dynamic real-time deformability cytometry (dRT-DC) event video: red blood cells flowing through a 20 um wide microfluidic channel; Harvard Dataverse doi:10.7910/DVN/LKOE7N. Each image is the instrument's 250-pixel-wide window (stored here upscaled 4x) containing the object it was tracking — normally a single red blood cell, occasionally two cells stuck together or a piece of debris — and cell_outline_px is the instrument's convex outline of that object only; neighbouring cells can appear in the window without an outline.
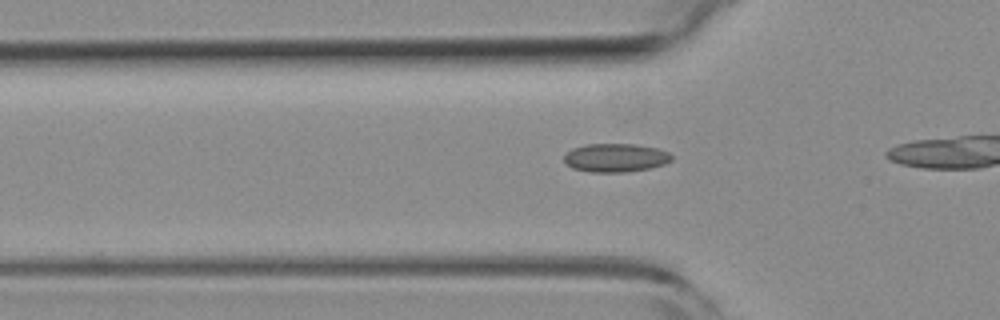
{"species": "common noctule bat (a hibernating species)", "species_latin": "Nyctalus noctula", "temperature_condition": "room temperature", "stored_images_in_passage": 14, "camera_frame_rate_fps": 3000, "um_per_image_px": 0.085, "animal": {"sex": "female", "body_mass_g": 19.3, "forearm_length_mm": 54.1}, "frame": {"image": 1, "passage_image": 5, "time_ms": 1.333, "image_size_px": [1000, 320], "cell_outline_px": [[672, 160], [664, 164], [652, 168], [628, 172], [588, 172], [572, 168], [564, 160], [564, 156], [572, 148], [588, 144], [636, 144], [656, 148], [668, 152], [672, 156]], "centroid_in_image_um": [52.34, 13.41], "position_along_channel_um": 73.5, "area_um2": 17.92}}
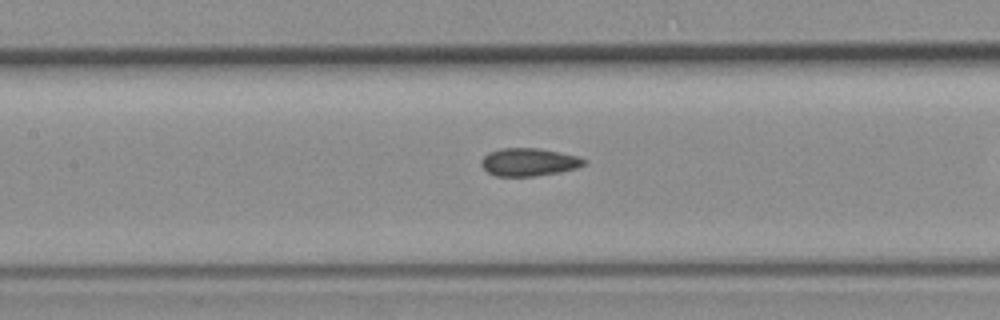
{"frame": {"image": 2, "passage_image": 12, "time_ms": 3.667, "image_size_px": [1000, 320], "cell_outline_px": [[588, 160], [584, 164], [576, 168], [560, 172], [536, 176], [496, 176], [488, 172], [480, 164], [480, 160], [488, 152], [504, 148], [540, 148], [580, 156]], "centroid_in_image_um": [44.97, 13.77], "position_along_channel_um": 162.4, "area_um2": 16.82}}